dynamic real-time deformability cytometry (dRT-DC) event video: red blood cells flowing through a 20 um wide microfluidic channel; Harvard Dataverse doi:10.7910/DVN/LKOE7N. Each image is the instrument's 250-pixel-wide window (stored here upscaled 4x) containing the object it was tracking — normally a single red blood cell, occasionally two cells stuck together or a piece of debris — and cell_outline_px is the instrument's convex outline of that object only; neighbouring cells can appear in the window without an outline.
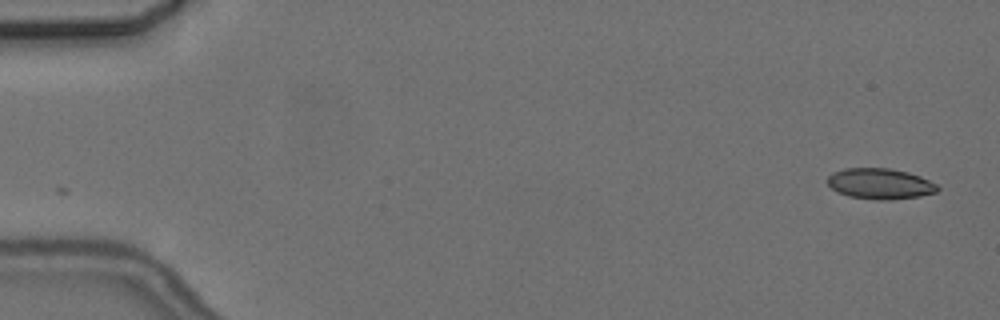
{"species": "common noctule bat (a hibernating species)", "species_latin": "Nyctalus noctula", "temperature_condition": "cold", "stored_images_in_passage": 8, "camera_frame_rate_fps": 3000, "um_per_image_px": 0.085, "animal": {"sex": "female", "body_mass_g": 24.6, "forearm_length_mm": 56.2}, "frame": {"image": 1, "passage_image": 1, "time_ms": 0.0, "image_size_px": [1000, 320], "cell_outline_px": [[940, 188], [936, 192], [920, 196], [892, 200], [876, 200], [848, 196], [836, 192], [828, 184], [828, 176], [832, 172], [844, 168], [888, 168], [908, 172], [920, 176], [936, 184]], "centroid_in_image_um": [74.79, 15.62], "position_along_channel_um": 10.2, "area_um2": 19.83}}
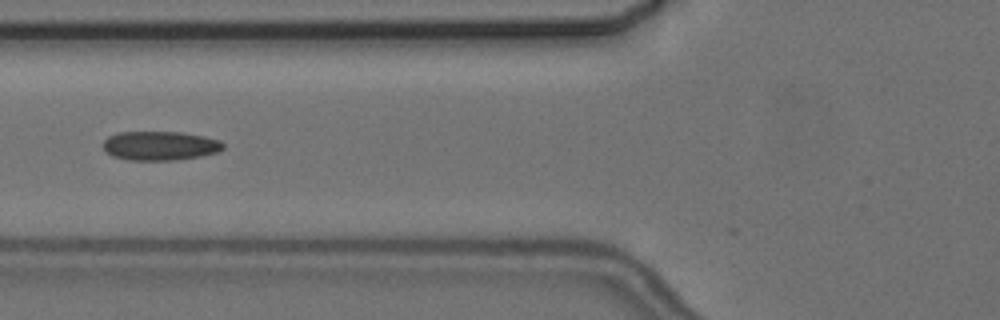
{"frame": {"image": 2, "passage_image": 6, "time_ms": 6.667, "image_size_px": [1000, 320], "cell_outline_px": [[224, 148], [216, 152], [200, 156], [172, 160], [128, 160], [112, 156], [104, 148], [104, 140], [108, 136], [120, 132], [180, 132], [204, 136], [220, 140], [224, 144]], "centroid_in_image_um": [13.6, 12.38], "position_along_channel_um": 112.2, "area_um2": 20.23}}
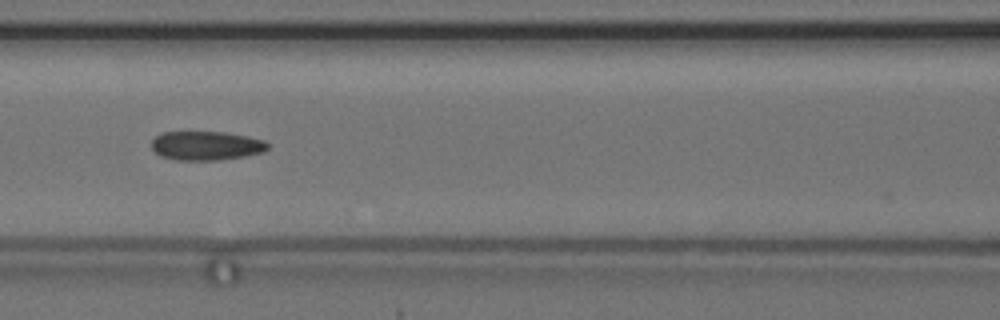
{"frame": {"image": 3, "passage_image": 7, "time_ms": 7.667, "image_size_px": [1000, 320], "cell_outline_px": [[268, 148], [264, 152], [244, 156], [220, 160], [176, 160], [160, 156], [152, 148], [152, 140], [160, 132], [224, 132], [248, 136], [264, 140], [268, 144]], "centroid_in_image_um": [17.53, 12.38], "position_along_channel_um": 149.1, "area_um2": 19.71}}